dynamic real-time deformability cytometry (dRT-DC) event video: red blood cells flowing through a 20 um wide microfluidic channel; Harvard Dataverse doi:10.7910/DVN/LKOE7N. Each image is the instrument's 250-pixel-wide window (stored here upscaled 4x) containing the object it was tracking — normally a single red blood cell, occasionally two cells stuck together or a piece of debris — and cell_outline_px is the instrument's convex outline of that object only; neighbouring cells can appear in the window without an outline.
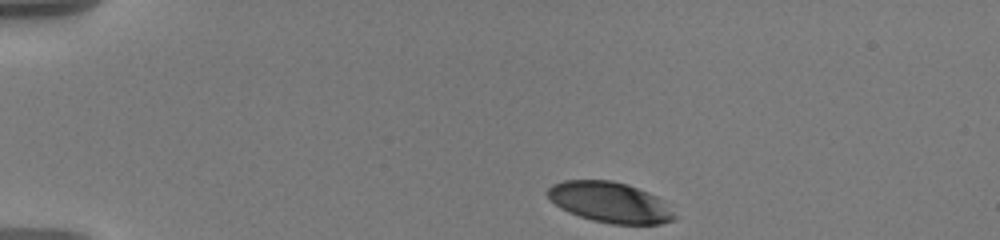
{"species": "human", "species_latin": "Homo sapiens", "temperature_condition": "warm", "stored_images_in_passage": 41, "camera_frame_rate_fps": 3000, "um_per_image_px": 0.085, "donor": {"sex": "male"}, "frame": {"image": 1, "passage_image": 1, "time_ms": 0.0, "image_size_px": [1000, 240], "cell_outline_px": [[676, 220], [660, 224], [612, 224], [592, 220], [568, 212], [560, 208], [544, 192], [552, 184], [564, 180], [612, 180], [628, 184], [648, 192], [664, 200], [676, 216]], "centroid_in_image_um": [51.86, 17.19], "position_along_channel_um": 33.1, "area_um2": 30.17}}
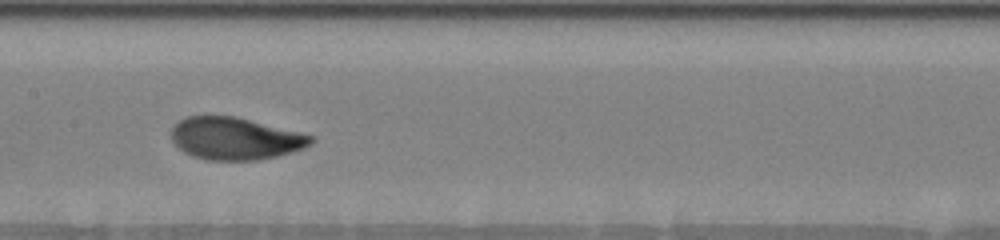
{"frame": {"image": 2, "passage_image": 20, "time_ms": 6.333, "image_size_px": [1000, 240], "cell_outline_px": [[316, 140], [312, 144], [304, 148], [276, 156], [256, 160], [208, 160], [192, 156], [184, 152], [172, 140], [172, 124], [188, 116], [236, 116], [316, 136]], "centroid_in_image_um": [20.02, 11.77], "position_along_channel_um": 187.4, "area_um2": 34.51}}
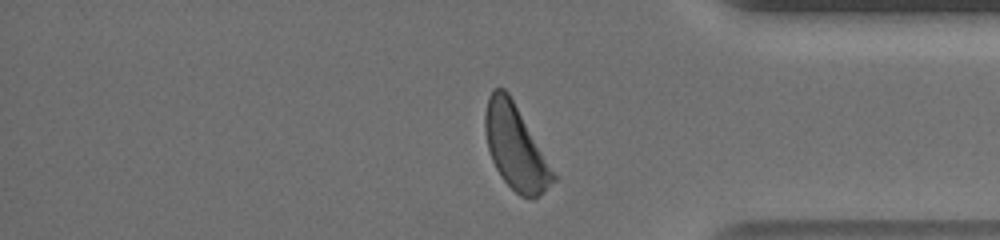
{"frame": {"image": 3, "passage_image": 38, "time_ms": 12.333, "image_size_px": [1000, 240], "cell_outline_px": [[560, 176], [544, 192], [532, 200], [520, 196], [500, 176], [492, 160], [488, 148], [484, 128], [484, 112], [488, 96], [492, 88], [504, 88], [508, 92]], "centroid_in_image_um": [43.87, 12.53], "position_along_channel_um": 391.3, "area_um2": 34.22}, "authors_computed_cell_mechanics": {"area_um2": 34.5644, "velocity_mm_per_s": 3.5751, "shape_relaxation_time_tau1_ms": 3.0453, "shape_relaxation_time_tau2_ms": null, "deformation_change_tau1": 0.1658, "deformation_change_tau2": null}}